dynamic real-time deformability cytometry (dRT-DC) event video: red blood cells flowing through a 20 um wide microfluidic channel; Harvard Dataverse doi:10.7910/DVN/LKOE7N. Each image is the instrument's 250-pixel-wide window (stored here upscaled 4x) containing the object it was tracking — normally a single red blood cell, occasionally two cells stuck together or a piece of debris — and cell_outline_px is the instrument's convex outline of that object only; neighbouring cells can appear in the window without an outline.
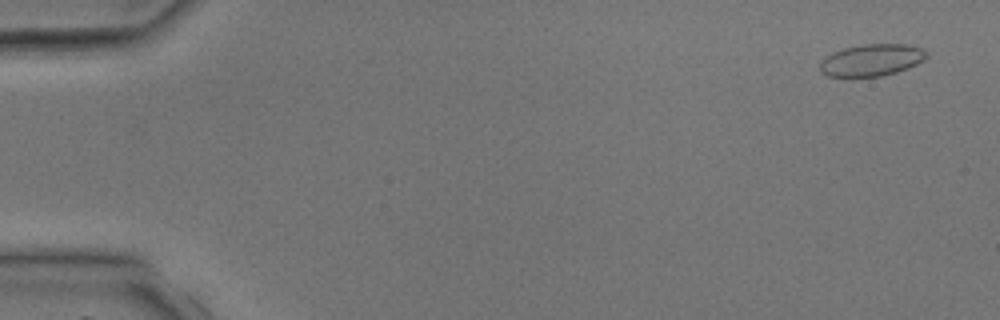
{"species": "common noctule bat (a hibernating species)", "species_latin": "Nyctalus noctula", "temperature_condition": "room temperature", "stored_images_in_passage": 5, "camera_frame_rate_fps": 3000, "um_per_image_px": 0.085, "animal": {"sex": "male", "body_mass_g": 17.9, "forearm_length_mm": 54.2}, "frame": {"image": 1, "passage_image": 1, "time_ms": 0.0, "image_size_px": [1000, 320], "cell_outline_px": [[928, 56], [924, 60], [908, 68], [896, 72], [880, 76], [828, 76], [820, 72], [820, 64], [832, 52], [844, 48], [860, 44], [904, 44], [920, 48], [928, 52]], "centroid_in_image_um": [74.11, 5.1], "position_along_channel_um": 10.9, "area_um2": 19.65}}
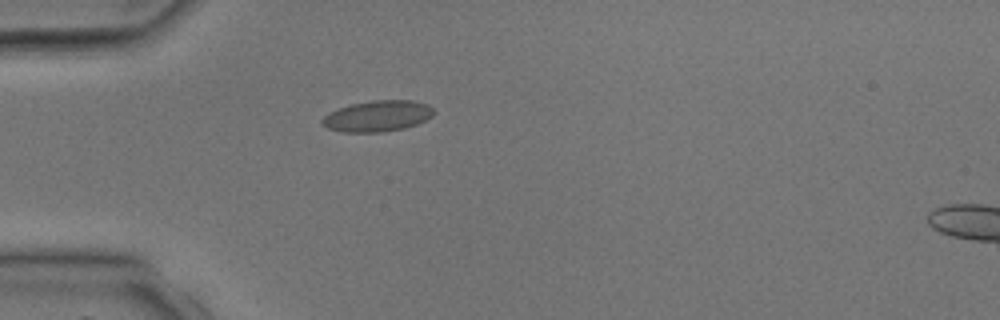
{"frame": {"image": 2, "passage_image": 4, "time_ms": 3.333, "image_size_px": [1000, 320], "cell_outline_px": [[432, 116], [416, 124], [404, 128], [380, 132], [344, 132], [328, 128], [320, 120], [324, 116], [340, 108], [352, 104], [376, 100], [412, 100], [428, 104], [432, 108]], "centroid_in_image_um": [32.1, 9.86], "position_along_channel_um": 52.9, "area_um2": 19.77}}